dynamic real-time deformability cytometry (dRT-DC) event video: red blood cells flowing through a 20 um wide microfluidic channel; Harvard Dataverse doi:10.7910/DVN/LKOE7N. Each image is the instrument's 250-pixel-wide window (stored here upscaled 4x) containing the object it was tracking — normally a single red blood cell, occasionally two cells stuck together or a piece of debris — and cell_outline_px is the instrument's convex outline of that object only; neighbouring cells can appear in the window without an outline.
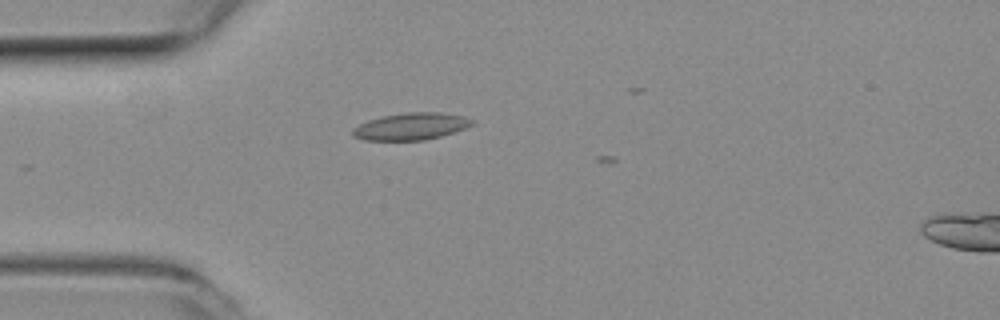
{"species": "common noctule bat (a hibernating species)", "species_latin": "Nyctalus noctula", "temperature_condition": "room temperature", "stored_images_in_passage": 13, "camera_frame_rate_fps": 3000, "um_per_image_px": 0.085, "animal": {"sex": "female", "body_mass_g": 19.3, "forearm_length_mm": 54.1}, "frame": {"image": 1, "passage_image": 5, "time_ms": 1.333, "image_size_px": [1000, 320], "cell_outline_px": [[472, 124], [464, 128], [440, 136], [424, 140], [364, 140], [352, 136], [352, 128], [368, 120], [384, 116], [408, 112], [440, 112], [464, 116], [472, 120]], "centroid_in_image_um": [34.89, 10.74], "position_along_channel_um": 50.1, "area_um2": 18.55}}
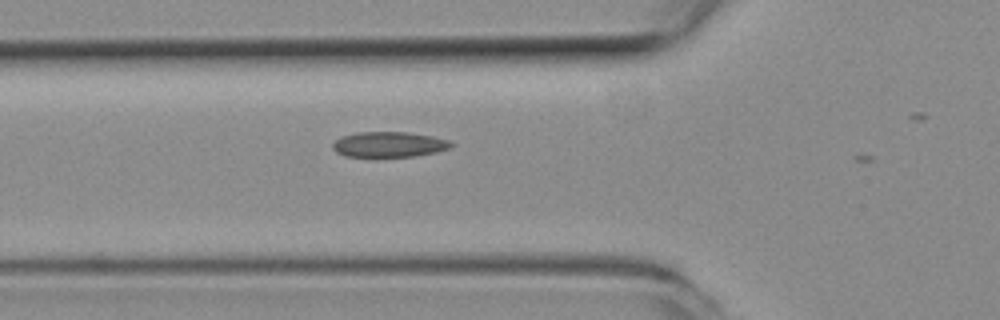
{"frame": {"image": 2, "passage_image": 9, "time_ms": 2.667, "image_size_px": [1000, 320], "cell_outline_px": [[456, 144], [452, 148], [436, 152], [412, 156], [376, 160], [372, 160], [344, 156], [336, 152], [332, 148], [332, 144], [340, 136], [356, 132], [404, 132], [432, 136], [448, 140]], "centroid_in_image_um": [33.01, 12.33], "position_along_channel_um": 92.8, "area_um2": 18.55}}
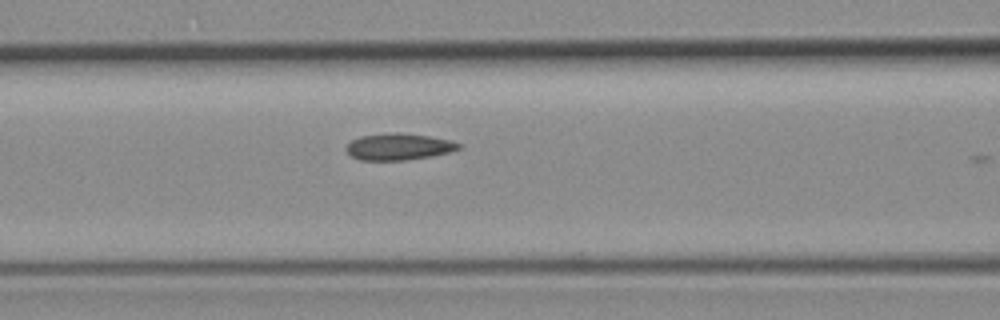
{"frame": {"image": 3, "passage_image": 12, "time_ms": 3.667, "image_size_px": [1000, 320], "cell_outline_px": [[464, 144], [460, 148], [448, 152], [432, 156], [408, 160], [360, 160], [352, 156], [344, 148], [352, 140], [360, 136], [392, 132], [400, 132], [428, 136], [452, 140]], "centroid_in_image_um": [33.91, 12.46], "position_along_channel_um": 132.7, "area_um2": 17.57}}